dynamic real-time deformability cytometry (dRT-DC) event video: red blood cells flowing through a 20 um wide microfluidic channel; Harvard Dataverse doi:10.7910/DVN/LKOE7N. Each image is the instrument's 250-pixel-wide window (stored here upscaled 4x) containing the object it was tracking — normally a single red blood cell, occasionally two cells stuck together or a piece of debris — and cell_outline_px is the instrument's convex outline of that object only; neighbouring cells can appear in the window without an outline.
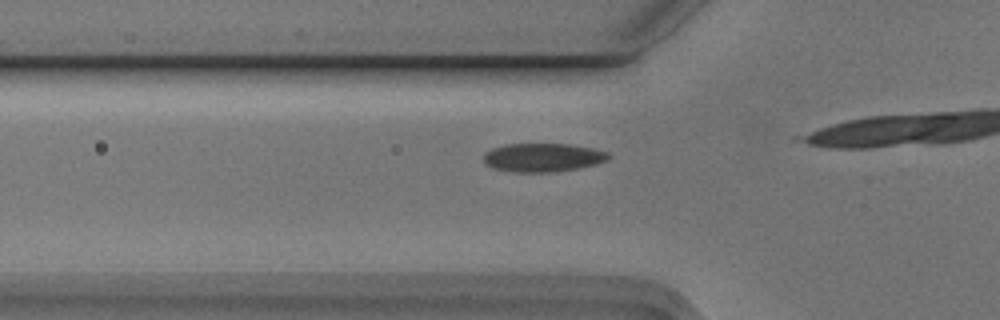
{"species": "Egyptian fruit bat (a non-hibernating species)", "species_latin": "Rousettus aegyptiacus", "temperature_condition": "cold", "stored_images_in_passage": 15, "camera_frame_rate_fps": 3000, "um_per_image_px": 0.085, "animal": {"sex": "male"}, "frame": {"image": 1, "passage_image": 14, "time_ms": 4.333, "image_size_px": [1000, 320], "cell_outline_px": [[612, 156], [608, 160], [596, 164], [576, 168], [552, 172], [512, 172], [492, 168], [484, 164], [484, 152], [492, 148], [508, 144], [568, 144], [592, 148], [608, 152]], "centroid_in_image_um": [46.12, 13.39], "position_along_channel_um": 79.7, "area_um2": 20.87}}